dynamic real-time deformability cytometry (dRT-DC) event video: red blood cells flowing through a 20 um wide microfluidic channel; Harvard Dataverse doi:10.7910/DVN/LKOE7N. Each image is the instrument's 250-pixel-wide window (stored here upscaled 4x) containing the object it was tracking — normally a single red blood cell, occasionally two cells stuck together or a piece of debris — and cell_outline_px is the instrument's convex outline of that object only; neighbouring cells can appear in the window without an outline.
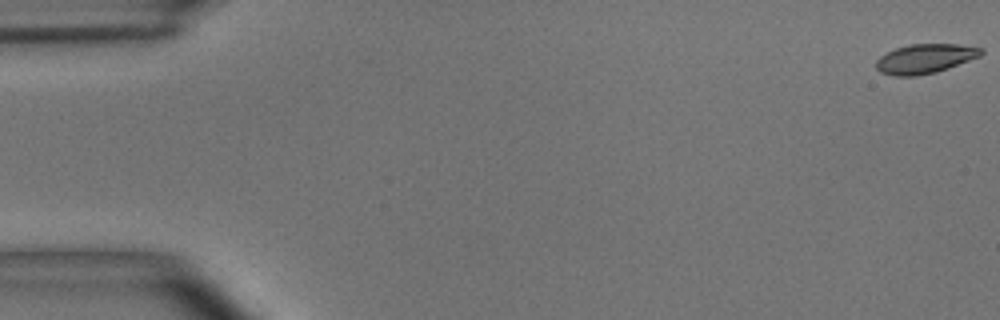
{"species": "common noctule bat (a hibernating species)", "species_latin": "Nyctalus noctula", "temperature_condition": "room temperature", "stored_images_in_passage": 13, "camera_frame_rate_fps": 3000, "um_per_image_px": 0.085, "animal": {"sex": "male", "body_mass_g": 15.6}, "frame": {"image": 1, "passage_image": 1, "time_ms": 0.0, "image_size_px": [1000, 320], "cell_outline_px": [[984, 52], [980, 56], [948, 68], [936, 72], [916, 76], [896, 76], [880, 72], [876, 68], [876, 60], [880, 56], [896, 48], [908, 44], [956, 44], [984, 48]], "centroid_in_image_um": [78.63, 4.98], "position_along_channel_um": 6.4, "area_um2": 17.98}}